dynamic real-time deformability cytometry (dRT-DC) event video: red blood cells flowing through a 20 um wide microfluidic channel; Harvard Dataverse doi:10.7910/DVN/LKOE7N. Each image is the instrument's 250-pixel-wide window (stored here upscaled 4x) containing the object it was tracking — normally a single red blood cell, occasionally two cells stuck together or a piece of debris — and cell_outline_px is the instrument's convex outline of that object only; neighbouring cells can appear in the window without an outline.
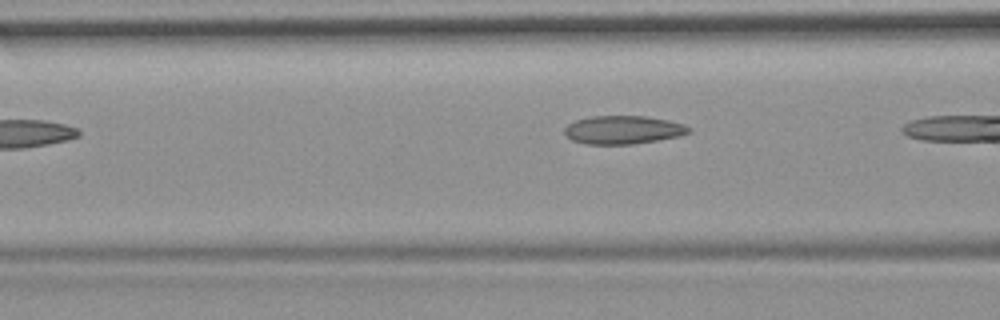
{"species": "common noctule bat (a hibernating species)", "species_latin": "Nyctalus noctula", "temperature_condition": "room temperature", "stored_images_in_passage": 5, "camera_frame_rate_fps": 3000, "um_per_image_px": 0.085, "animal": {"sex": "female", "body_mass_g": 19.9}, "frame": {"image": 1, "passage_image": 5, "time_ms": 4.667, "image_size_px": [1000, 320], "cell_outline_px": [[692, 132], [680, 136], [632, 144], [588, 144], [572, 140], [564, 136], [564, 128], [568, 124], [576, 120], [592, 116], [644, 116], [668, 120], [684, 124], [692, 128]], "centroid_in_image_um": [52.97, 11.03], "position_along_channel_um": 113.6, "area_um2": 20.58}}